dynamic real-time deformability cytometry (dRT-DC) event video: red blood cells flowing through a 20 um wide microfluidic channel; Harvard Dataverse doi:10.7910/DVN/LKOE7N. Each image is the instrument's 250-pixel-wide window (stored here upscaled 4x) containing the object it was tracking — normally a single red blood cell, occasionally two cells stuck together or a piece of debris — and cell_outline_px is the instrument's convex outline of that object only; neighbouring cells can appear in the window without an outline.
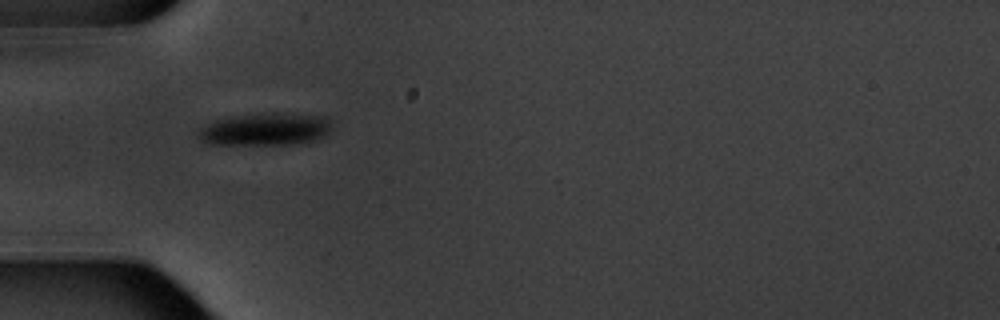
{"species": "common noctule bat (a hibernating species)", "species_latin": "Nyctalus noctula", "temperature_condition": "warm", "stored_images_in_passage": 6, "camera_frame_rate_fps": 3000, "um_per_image_px": 0.085, "animal": {"sex": "male", "body_mass_g": 20.1, "forearm_length_mm": 53.5}, "frame": {"image": 1, "passage_image": 6, "time_ms": 6.0, "image_size_px": [1000, 320], "cell_outline_px": [[332, 128], [324, 136], [316, 140], [292, 144], [208, 144], [200, 140], [196, 136], [196, 132], [204, 124], [212, 120], [232, 116], [272, 112], [276, 112], [324, 116], [328, 120]], "centroid_in_image_um": [22.49, 10.98], "position_along_channel_um": 62.5, "area_um2": 25.61}}